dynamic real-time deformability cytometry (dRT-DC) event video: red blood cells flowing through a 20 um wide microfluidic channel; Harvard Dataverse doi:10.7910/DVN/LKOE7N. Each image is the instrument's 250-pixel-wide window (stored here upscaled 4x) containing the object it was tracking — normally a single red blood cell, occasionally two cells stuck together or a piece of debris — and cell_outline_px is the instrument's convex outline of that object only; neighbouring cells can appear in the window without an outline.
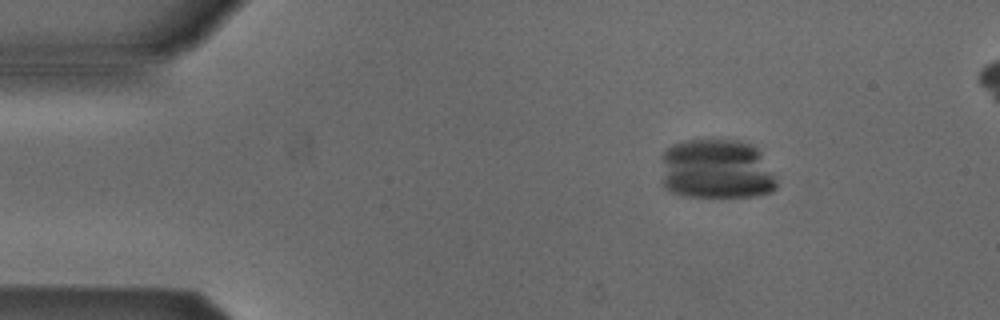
{"species": "Egyptian fruit bat (a non-hibernating species)", "species_latin": "Rousettus aegyptiacus", "temperature_condition": "cold", "stored_images_in_passage": 6, "camera_frame_rate_fps": 3000, "um_per_image_px": 0.085, "animal": {"sex": "male"}, "frame": {"image": 1, "passage_image": 3, "time_ms": 2.333, "image_size_px": [1000, 320], "cell_outline_px": [[776, 188], [772, 192], [756, 196], [684, 196], [672, 192], [664, 188], [660, 156], [672, 144], [688, 140], [728, 140], [748, 144], [756, 148], [760, 152], [776, 180]], "centroid_in_image_um": [60.85, 14.4], "position_along_channel_um": 24.2, "area_um2": 40.29}}